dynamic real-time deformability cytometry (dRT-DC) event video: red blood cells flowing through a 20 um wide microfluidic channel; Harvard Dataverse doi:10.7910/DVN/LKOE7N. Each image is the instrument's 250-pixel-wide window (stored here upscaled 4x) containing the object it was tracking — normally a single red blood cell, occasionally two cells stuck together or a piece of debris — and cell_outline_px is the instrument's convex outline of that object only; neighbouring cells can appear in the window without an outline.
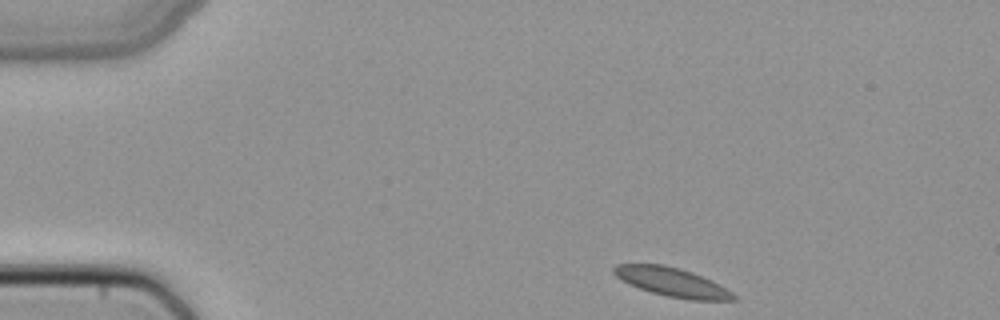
{"species": "common noctule bat (a hibernating species)", "species_latin": "Nyctalus noctula", "temperature_condition": "cold", "stored_images_in_passage": 28, "camera_frame_rate_fps": 3000, "um_per_image_px": 0.085, "animal": {"sex": "female", "body_mass_g": 22.7, "forearm_length_mm": 54.2}, "frame": {"image": 1, "passage_image": 1, "time_ms": 0.0, "image_size_px": [1000, 320], "cell_outline_px": [[736, 300], [688, 300], [668, 296], [652, 292], [628, 284], [616, 276], [612, 272], [612, 268], [616, 264], [664, 264], [680, 268], [692, 272], [712, 280], [732, 292], [736, 296]], "centroid_in_image_um": [57.11, 23.97], "position_along_channel_um": 27.9, "area_um2": 20.11}}